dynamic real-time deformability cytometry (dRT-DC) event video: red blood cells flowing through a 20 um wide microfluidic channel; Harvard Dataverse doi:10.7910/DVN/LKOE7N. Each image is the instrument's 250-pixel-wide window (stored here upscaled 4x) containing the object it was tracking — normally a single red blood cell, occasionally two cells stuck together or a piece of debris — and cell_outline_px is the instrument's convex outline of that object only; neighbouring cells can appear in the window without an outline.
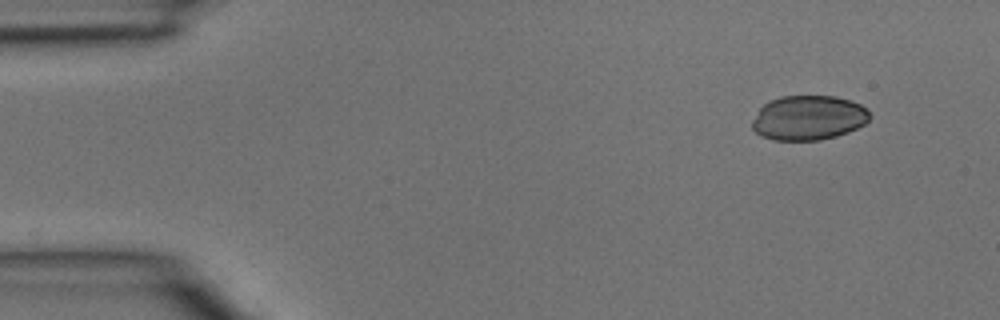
{"species": "common noctule bat (a hibernating species)", "species_latin": "Nyctalus noctula", "temperature_condition": "room temperature", "stored_images_in_passage": 3, "camera_frame_rate_fps": 3000, "um_per_image_px": 0.085, "animal": {"sex": "male", "body_mass_g": 15.6}, "frame": {"image": 1, "passage_image": 1, "time_ms": 0.0, "image_size_px": [1000, 320], "cell_outline_px": [[872, 116], [864, 124], [848, 132], [836, 136], [820, 140], [772, 140], [760, 136], [752, 128], [752, 120], [760, 108], [768, 100], [780, 96], [836, 96], [852, 100], [868, 108]], "centroid_in_image_um": [68.73, 10.0], "position_along_channel_um": 16.3, "area_um2": 30.92}}
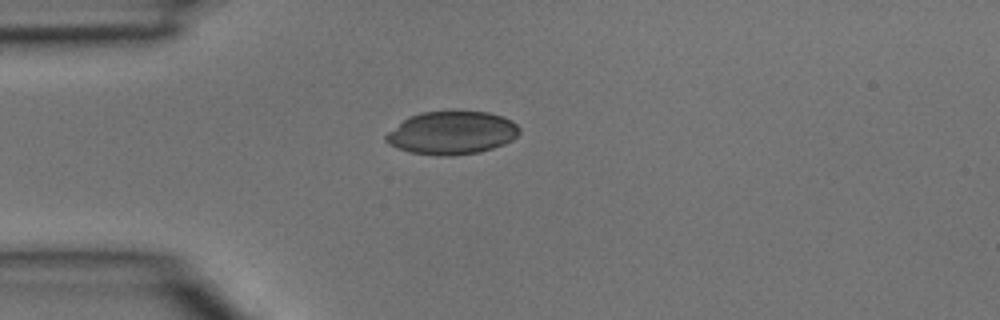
{"frame": {"image": 2, "passage_image": 3, "time_ms": 0.667, "image_size_px": [1000, 320], "cell_outline_px": [[520, 132], [512, 140], [504, 144], [480, 152], [452, 156], [440, 156], [412, 152], [388, 144], [384, 140], [384, 136], [388, 132], [408, 116], [420, 112], [456, 108], [488, 112], [504, 116], [512, 120], [520, 128]], "centroid_in_image_um": [38.43, 11.24], "position_along_channel_um": 46.6, "area_um2": 34.45}}